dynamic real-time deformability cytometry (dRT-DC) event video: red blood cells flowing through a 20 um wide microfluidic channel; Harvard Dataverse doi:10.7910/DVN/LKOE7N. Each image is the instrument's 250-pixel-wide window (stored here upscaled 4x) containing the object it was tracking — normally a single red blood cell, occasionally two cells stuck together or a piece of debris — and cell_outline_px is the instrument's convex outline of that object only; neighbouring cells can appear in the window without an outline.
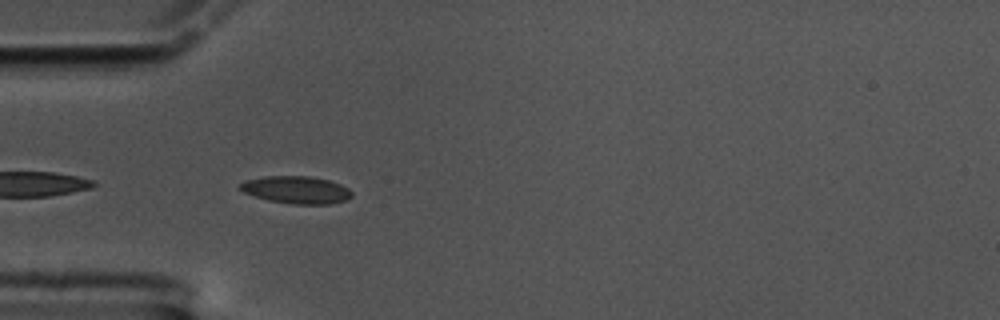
{"species": "common noctule bat (a hibernating species)", "species_latin": "Nyctalus noctula", "temperature_condition": "cold", "stored_images_in_passage": 43, "camera_frame_rate_fps": 3000, "um_per_image_px": 0.085, "animal": {"sex": "male", "body_mass_g": 17.5, "forearm_length_mm": 52.3}, "frame": {"image": 1, "passage_image": 2, "time_ms": 0.333, "image_size_px": [1000, 320], "cell_outline_px": [[352, 196], [348, 200], [332, 204], [292, 204], [268, 200], [244, 192], [240, 188], [240, 184], [244, 180], [264, 176], [312, 176], [328, 180], [340, 184], [348, 188], [352, 192]], "centroid_in_image_um": [25.22, 16.13], "position_along_channel_um": 59.8, "area_um2": 17.92}}
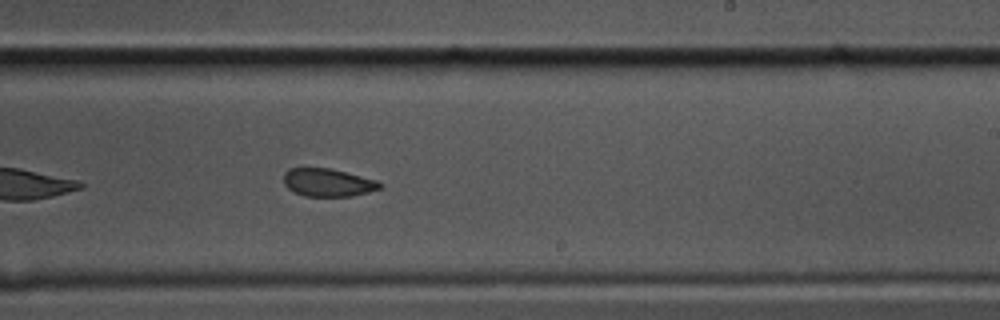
{"frame": {"image": 2, "passage_image": 20, "time_ms": 6.333, "image_size_px": [1000, 320], "cell_outline_px": [[384, 184], [380, 188], [368, 192], [352, 196], [304, 196], [288, 188], [284, 184], [284, 172], [288, 168], [328, 168], [376, 180]], "centroid_in_image_um": [27.85, 15.51], "position_along_channel_um": 261.1, "area_um2": 15.49}}
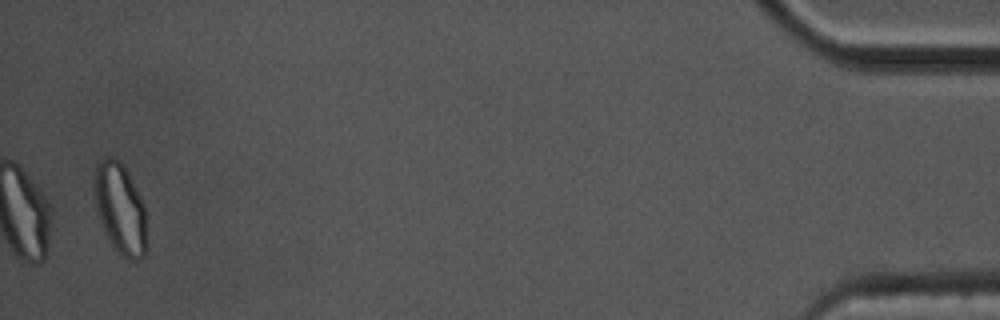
{"frame": {"image": 3, "passage_image": 42, "time_ms": 13.667, "image_size_px": [1000, 320], "cell_outline_px": [[148, 248], [144, 256], [140, 260], [128, 260], [112, 244], [104, 232], [96, 204], [96, 164], [100, 160], [108, 156], [112, 156], [120, 160], [140, 196], [144, 204]], "centroid_in_image_um": [10.27, 17.78], "position_along_channel_um": 424.9, "area_um2": 27.28}, "authors_computed_cell_mechanics": {"area_um2": 17.051, "velocity_mm_per_s": 3.4041, "shape_relaxation_time_tau1_ms": 10.1937, "shape_relaxation_time_tau2_ms": 2.1827, "deformation_change_tau1": 0.1536, "deformation_change_tau2": 0.0709}}